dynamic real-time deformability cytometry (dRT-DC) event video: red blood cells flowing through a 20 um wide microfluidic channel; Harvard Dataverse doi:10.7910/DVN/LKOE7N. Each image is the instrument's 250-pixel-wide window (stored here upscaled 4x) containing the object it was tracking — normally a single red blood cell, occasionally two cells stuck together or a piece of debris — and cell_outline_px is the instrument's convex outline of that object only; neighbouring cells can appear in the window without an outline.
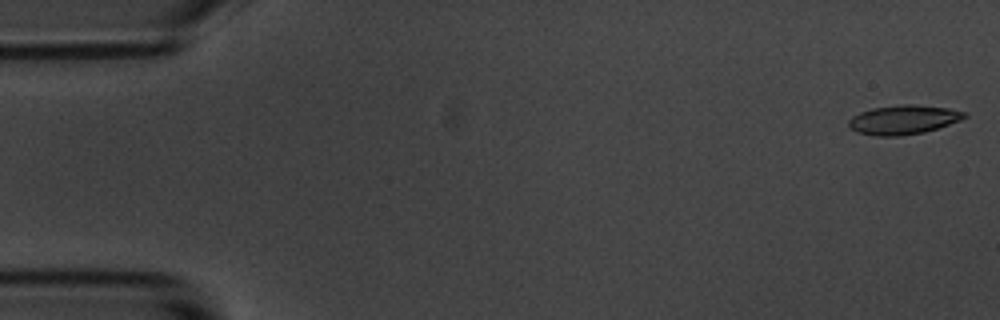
{"species": "common noctule bat (a hibernating species)", "species_latin": "Nyctalus noctula", "temperature_condition": "room temperature", "stored_images_in_passage": 57, "camera_frame_rate_fps": 3000, "um_per_image_px": 0.085, "animal": {"sex": "male", "body_mass_g": 20.1, "forearm_length_mm": 53.5}, "frame": {"image": 1, "passage_image": 1, "time_ms": 0.0, "image_size_px": [1000, 320], "cell_outline_px": [[968, 116], [960, 120], [924, 132], [900, 136], [876, 136], [856, 132], [848, 128], [848, 120], [852, 116], [860, 112], [872, 108], [900, 104], [912, 104], [948, 108], [968, 112]], "centroid_in_image_um": [76.76, 10.17], "position_along_channel_um": 8.2, "area_um2": 19.83}}
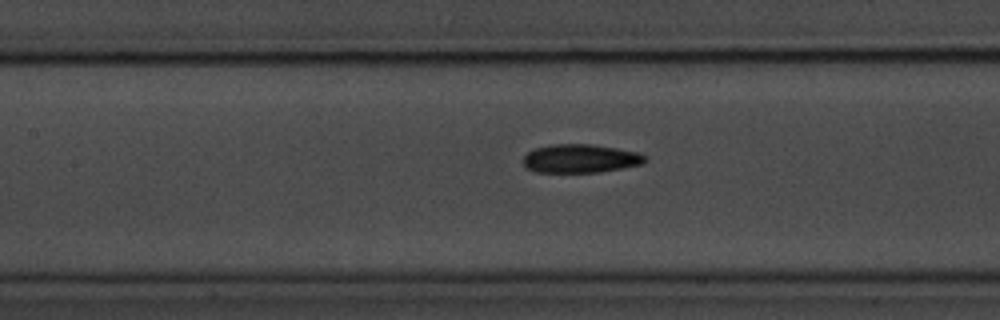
{"frame": {"image": 2, "passage_image": 25, "time_ms": 8.0, "image_size_px": [1000, 320], "cell_outline_px": [[644, 160], [640, 164], [600, 172], [536, 172], [528, 168], [524, 164], [524, 156], [528, 152], [536, 148], [552, 144], [592, 144], [616, 148], [636, 152], [644, 156]], "centroid_in_image_um": [49.28, 13.47], "position_along_channel_um": 158.1, "area_um2": 19.88}}
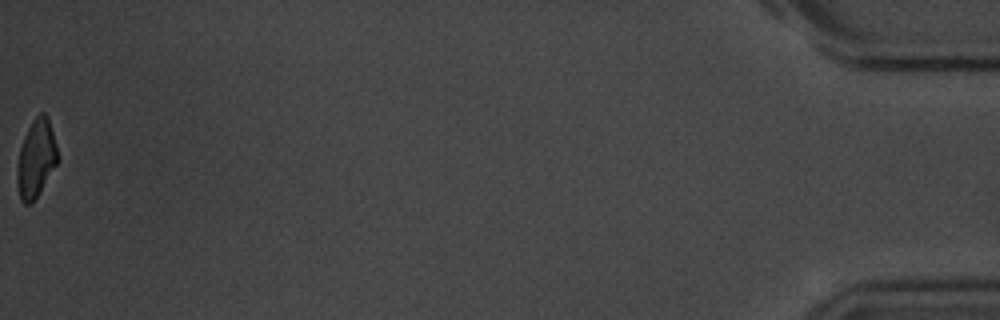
{"frame": {"image": 3, "passage_image": 57, "time_ms": 18.667, "image_size_px": [1000, 320], "cell_outline_px": [[56, 164], [40, 192], [32, 204], [24, 204], [20, 200], [16, 180], [16, 168], [20, 148], [24, 136], [32, 120], [40, 112], [44, 112], [48, 116], [56, 148]], "centroid_in_image_um": [3.02, 13.5], "position_along_channel_um": 432.2, "area_um2": 18.21}, "authors_computed_cell_mechanics": {"area_um2": 19.8254, "velocity_mm_per_s": 3.5194, "shape_relaxation_time_tau1_ms": 3.1258, "shape_relaxation_time_tau2_ms": 4.0113, "deformation_change_tau1": 0.1269, "deformation_change_tau2": 0.1185}}